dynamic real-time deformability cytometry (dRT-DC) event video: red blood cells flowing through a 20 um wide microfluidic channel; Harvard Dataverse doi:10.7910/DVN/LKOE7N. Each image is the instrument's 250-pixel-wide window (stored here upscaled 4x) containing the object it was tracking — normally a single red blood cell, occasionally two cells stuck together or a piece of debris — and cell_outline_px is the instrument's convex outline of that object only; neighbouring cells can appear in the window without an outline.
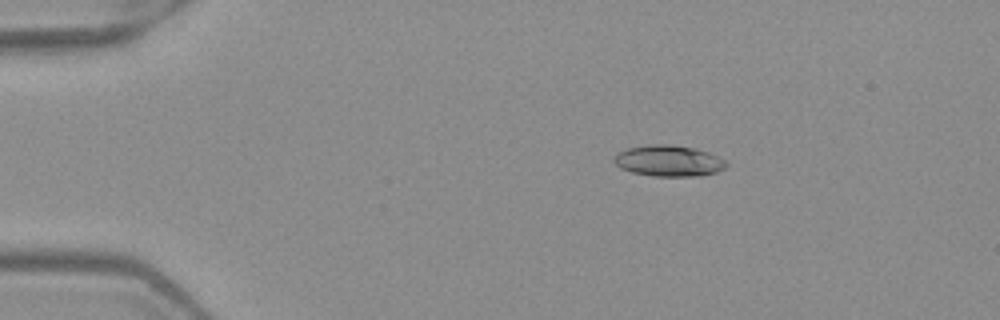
{"species": "Egyptian fruit bat (a non-hibernating species)", "species_latin": "Rousettus aegyptiacus", "temperature_condition": "warm", "stored_images_in_passage": 4, "camera_frame_rate_fps": 3000, "um_per_image_px": 0.085, "frame": {"image": 1, "passage_image": 2, "time_ms": 0.333, "image_size_px": [1000, 320], "cell_outline_px": [[728, 164], [724, 168], [716, 172], [700, 176], [652, 176], [632, 172], [620, 168], [612, 160], [616, 152], [628, 148], [648, 144], [668, 144], [692, 148], [708, 152], [724, 160]], "centroid_in_image_um": [56.79, 13.67], "position_along_channel_um": 28.2, "area_um2": 20.35}}
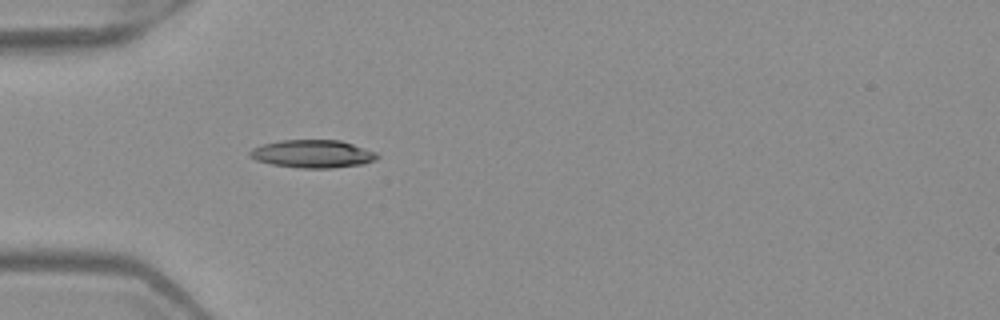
{"frame": {"image": 2, "passage_image": 4, "time_ms": 1.0, "image_size_px": [1000, 320], "cell_outline_px": [[380, 156], [376, 160], [364, 164], [332, 168], [300, 168], [272, 164], [256, 160], [248, 156], [248, 152], [252, 148], [260, 144], [280, 140], [340, 140], [376, 152]], "centroid_in_image_um": [26.55, 13.08], "position_along_channel_um": 58.4, "area_um2": 20.87}}